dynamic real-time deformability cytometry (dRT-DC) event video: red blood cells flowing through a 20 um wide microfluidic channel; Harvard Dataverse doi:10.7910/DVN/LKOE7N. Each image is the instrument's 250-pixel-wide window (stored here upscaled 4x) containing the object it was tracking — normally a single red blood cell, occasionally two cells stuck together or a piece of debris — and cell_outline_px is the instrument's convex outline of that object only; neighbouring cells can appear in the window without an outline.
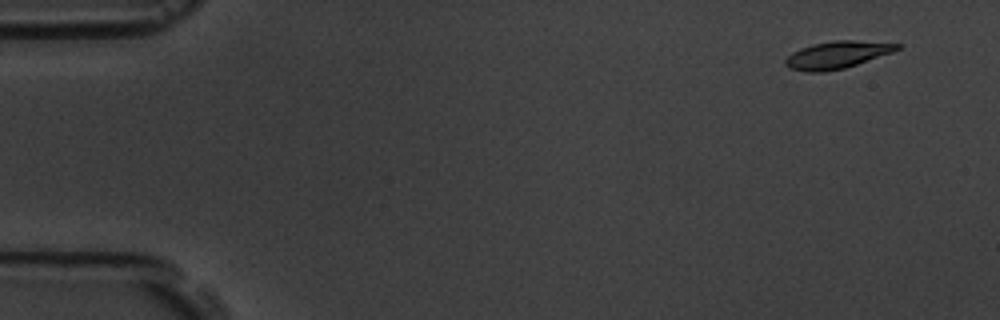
{"species": "common noctule bat (a hibernating species)", "species_latin": "Nyctalus noctula", "temperature_condition": "room temperature", "stored_images_in_passage": 5, "camera_frame_rate_fps": 3000, "um_per_image_px": 0.085, "animal": {"sex": "male", "body_mass_g": 19.5, "forearm_length_mm": 54.6}, "frame": {"image": 1, "passage_image": 1, "time_ms": 0.0, "image_size_px": [1000, 320], "cell_outline_px": [[900, 48], [892, 52], [844, 68], [824, 72], [804, 72], [788, 68], [784, 64], [784, 60], [792, 52], [800, 48], [812, 44], [832, 40], [856, 40], [900, 44]], "centroid_in_image_um": [71.08, 4.66], "position_along_channel_um": 13.9, "area_um2": 17.74}}
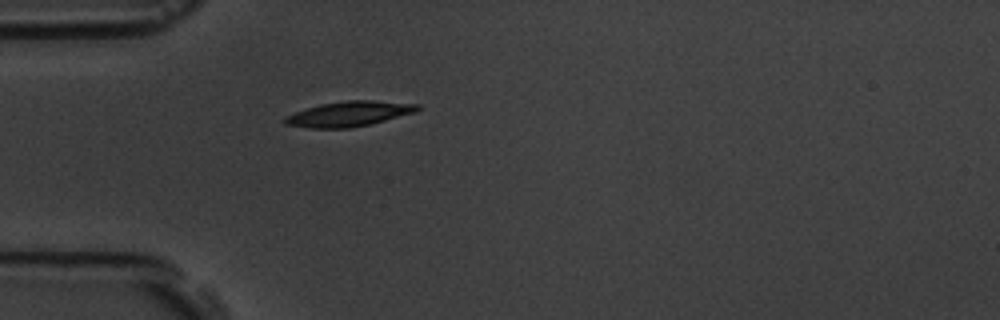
{"frame": {"image": 2, "passage_image": 5, "time_ms": 4.333, "image_size_px": [1000, 320], "cell_outline_px": [[420, 108], [416, 112], [368, 124], [348, 128], [308, 128], [284, 124], [284, 116], [320, 104], [344, 100], [372, 100], [420, 104]], "centroid_in_image_um": [29.66, 9.67], "position_along_channel_um": 55.3, "area_um2": 19.25}}